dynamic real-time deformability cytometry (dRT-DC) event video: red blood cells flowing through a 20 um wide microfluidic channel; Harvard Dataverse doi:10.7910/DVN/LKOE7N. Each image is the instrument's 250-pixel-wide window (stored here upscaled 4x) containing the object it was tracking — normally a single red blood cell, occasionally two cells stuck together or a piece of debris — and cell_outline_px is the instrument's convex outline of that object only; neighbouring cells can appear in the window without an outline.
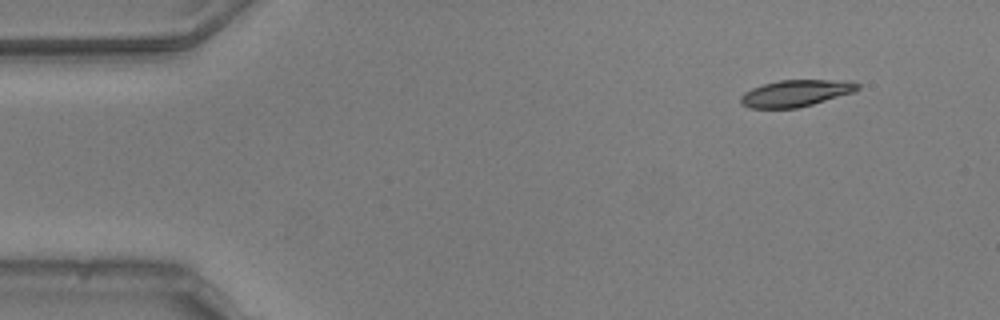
{"species": "common noctule bat (a hibernating species)", "species_latin": "Nyctalus noctula", "temperature_condition": "warm", "stored_images_in_passage": 49, "camera_frame_rate_fps": 3000, "um_per_image_px": 0.085, "animal": {"sex": "male", "body_mass_g": 20.5, "forearm_length_mm": 52.5}, "frame": {"image": 1, "passage_image": 1, "time_ms": 0.0, "image_size_px": [1000, 320], "cell_outline_px": [[860, 88], [856, 92], [812, 104], [796, 108], [748, 108], [740, 104], [740, 96], [744, 92], [752, 88], [764, 84], [780, 80], [848, 80], [860, 84]], "centroid_in_image_um": [67.66, 7.92], "position_along_channel_um": 17.3, "area_um2": 18.32}}
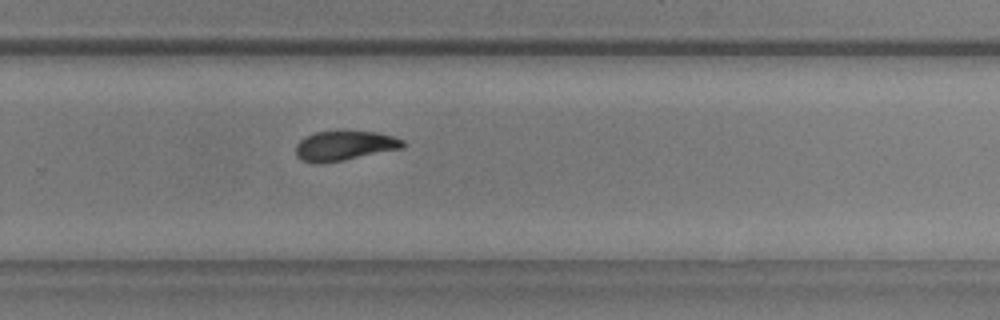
{"frame": {"image": 2, "passage_image": 31, "time_ms": 10.0, "image_size_px": [1000, 320], "cell_outline_px": [[404, 148], [344, 160], [320, 164], [316, 164], [300, 160], [296, 156], [296, 144], [304, 136], [316, 132], [344, 128], [376, 132], [392, 136], [404, 140]], "centroid_in_image_um": [29.25, 12.35], "position_along_channel_um": 300.5, "area_um2": 19.36}}
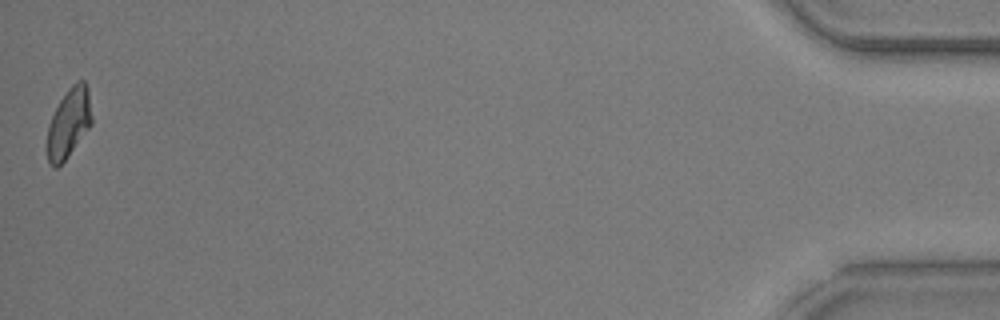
{"frame": {"image": 3, "passage_image": 49, "time_ms": 16.0, "image_size_px": [1000, 320], "cell_outline_px": [[92, 124], [68, 156], [56, 168], [52, 168], [48, 164], [48, 124], [60, 100], [68, 88], [72, 84], [80, 80], [84, 80], [88, 88], [92, 116]], "centroid_in_image_um": [5.86, 10.45], "position_along_channel_um": 429.3, "area_um2": 17.92}, "authors_computed_cell_mechanics": {"area_um2": 18.9006, "velocity_mm_per_s": 3.7682, "shape_relaxation_time_tau1_ms": 4.4735, "shape_relaxation_time_tau2_ms": 3.9986, "deformation_change_tau1": 0.1489, "deformation_change_tau2": 0.093}}